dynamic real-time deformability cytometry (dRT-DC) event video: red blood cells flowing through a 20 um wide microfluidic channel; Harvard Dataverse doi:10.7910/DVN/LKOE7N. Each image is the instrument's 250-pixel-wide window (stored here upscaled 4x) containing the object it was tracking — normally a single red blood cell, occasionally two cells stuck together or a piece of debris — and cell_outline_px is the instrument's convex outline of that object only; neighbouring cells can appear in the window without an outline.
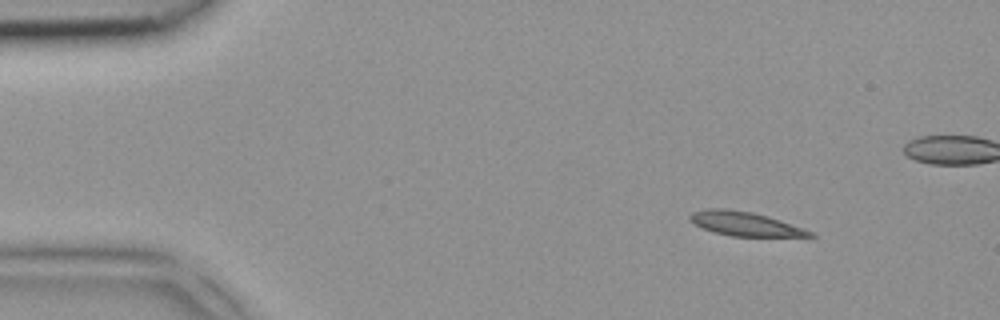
{"species": "common noctule bat (a hibernating species)", "species_latin": "Nyctalus noctula", "temperature_condition": "room temperature", "stored_images_in_passage": 4, "camera_frame_rate_fps": 3000, "um_per_image_px": 0.085, "animal": {"sex": "female", "body_mass_g": 18.4}, "frame": {"image": 1, "passage_image": 1, "time_ms": 0.0, "image_size_px": [1000, 320], "cell_outline_px": [[816, 236], [732, 236], [712, 232], [696, 224], [688, 216], [692, 212], [708, 208], [728, 208], [752, 212], [768, 216], [804, 228], [812, 232]], "centroid_in_image_um": [63.31, 19.01], "position_along_channel_um": 21.7, "area_um2": 16.65}}